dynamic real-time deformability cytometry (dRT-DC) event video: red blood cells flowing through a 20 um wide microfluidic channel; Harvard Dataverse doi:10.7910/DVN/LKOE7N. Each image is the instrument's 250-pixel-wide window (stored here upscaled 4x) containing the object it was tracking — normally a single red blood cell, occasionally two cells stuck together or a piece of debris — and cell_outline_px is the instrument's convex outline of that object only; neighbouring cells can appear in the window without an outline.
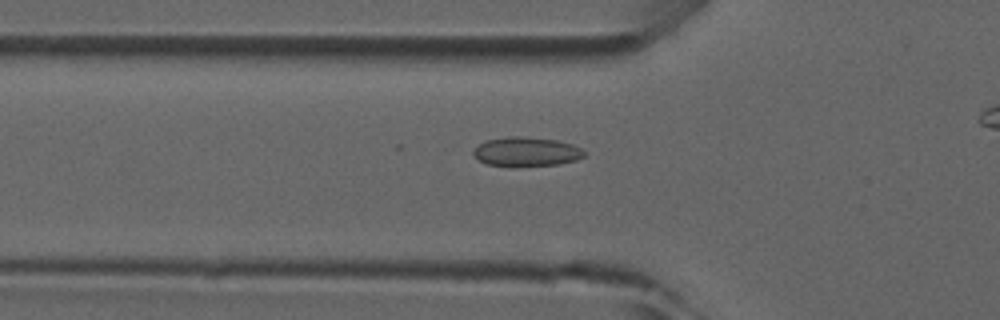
{"species": "common noctule bat (a hibernating species)", "species_latin": "Nyctalus noctula", "temperature_condition": "room temperature", "stored_images_in_passage": 31, "camera_frame_rate_fps": 3000, "um_per_image_px": 0.085, "animal": {"sex": "male", "forearm_length_mm": 52.5}, "frame": {"image": 1, "passage_image": 5, "time_ms": 1.333, "image_size_px": [1000, 320], "cell_outline_px": [[584, 156], [576, 160], [560, 164], [516, 168], [508, 168], [488, 164], [480, 160], [472, 152], [480, 144], [488, 140], [508, 136], [524, 136], [556, 140], [572, 144], [580, 148], [584, 152]], "centroid_in_image_um": [44.75, 12.92], "position_along_channel_um": 81.1, "area_um2": 19.19}}
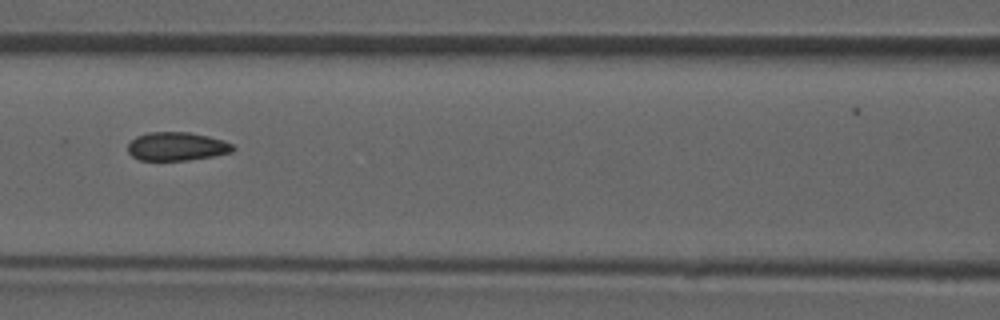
{"frame": {"image": 2, "passage_image": 10, "time_ms": 3.0, "image_size_px": [1000, 320], "cell_outline_px": [[236, 148], [232, 152], [212, 156], [188, 160], [140, 160], [132, 156], [128, 152], [128, 144], [136, 136], [148, 132], [188, 132], [208, 136], [224, 140], [232, 144]], "centroid_in_image_um": [15.03, 12.44], "position_along_channel_um": 151.6, "area_um2": 17.46}}